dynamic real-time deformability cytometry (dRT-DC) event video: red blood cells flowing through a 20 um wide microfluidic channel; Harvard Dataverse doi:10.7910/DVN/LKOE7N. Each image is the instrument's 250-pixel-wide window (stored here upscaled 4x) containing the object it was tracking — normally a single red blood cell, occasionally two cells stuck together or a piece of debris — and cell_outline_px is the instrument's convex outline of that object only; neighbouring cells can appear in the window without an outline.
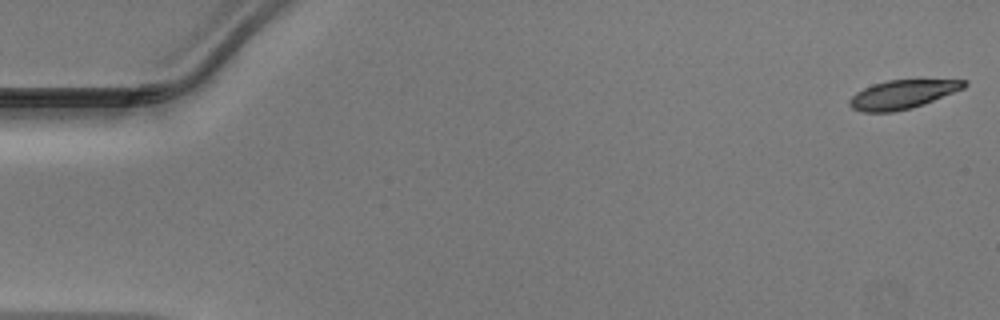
{"species": "Egyptian fruit bat (a non-hibernating species)", "species_latin": "Rousettus aegyptiacus", "temperature_condition": "warm", "stored_images_in_passage": 48, "camera_frame_rate_fps": 3000, "um_per_image_px": 0.085, "animal": {"sex": "male"}, "frame": {"image": 1, "passage_image": 1, "time_ms": 0.0, "image_size_px": [1000, 320], "cell_outline_px": [[968, 84], [964, 88], [924, 104], [912, 108], [892, 112], [860, 112], [852, 108], [848, 104], [848, 100], [856, 92], [872, 84], [888, 80], [968, 80]], "centroid_in_image_um": [76.68, 8.03], "position_along_channel_um": 8.3, "area_um2": 19.19}}
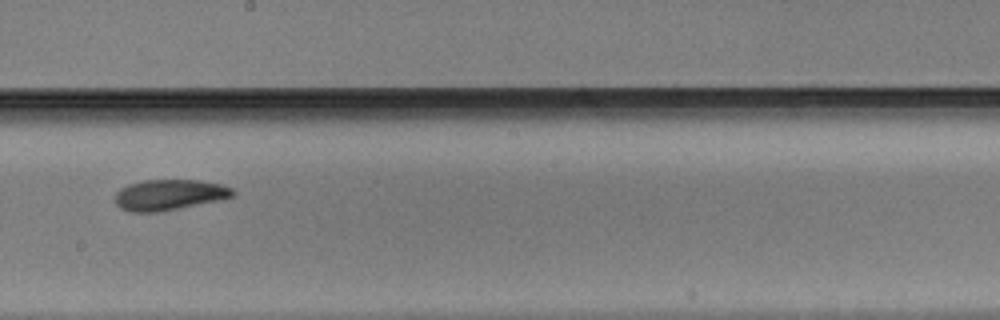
{"frame": {"image": 2, "passage_image": 28, "time_ms": 9.0, "image_size_px": [1000, 320], "cell_outline_px": [[236, 196], [224, 200], [160, 212], [128, 212], [120, 208], [116, 204], [116, 192], [120, 188], [128, 184], [144, 180], [200, 180], [220, 184], [232, 188], [236, 192]], "centroid_in_image_um": [14.44, 16.57], "position_along_channel_um": 233.8, "area_um2": 21.5}}
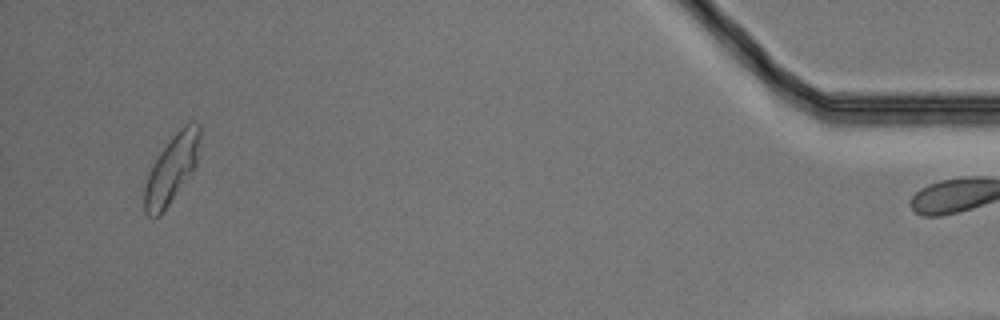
{"frame": {"image": 3, "passage_image": 47, "time_ms": 15.333, "image_size_px": [1000, 320], "cell_outline_px": [[200, 140], [196, 164], [160, 216], [148, 216], [144, 212], [144, 188], [148, 176], [160, 152], [172, 136], [188, 120], [196, 120], [200, 124]], "centroid_in_image_um": [14.61, 14.3], "position_along_channel_um": 420.6, "area_um2": 21.5}}